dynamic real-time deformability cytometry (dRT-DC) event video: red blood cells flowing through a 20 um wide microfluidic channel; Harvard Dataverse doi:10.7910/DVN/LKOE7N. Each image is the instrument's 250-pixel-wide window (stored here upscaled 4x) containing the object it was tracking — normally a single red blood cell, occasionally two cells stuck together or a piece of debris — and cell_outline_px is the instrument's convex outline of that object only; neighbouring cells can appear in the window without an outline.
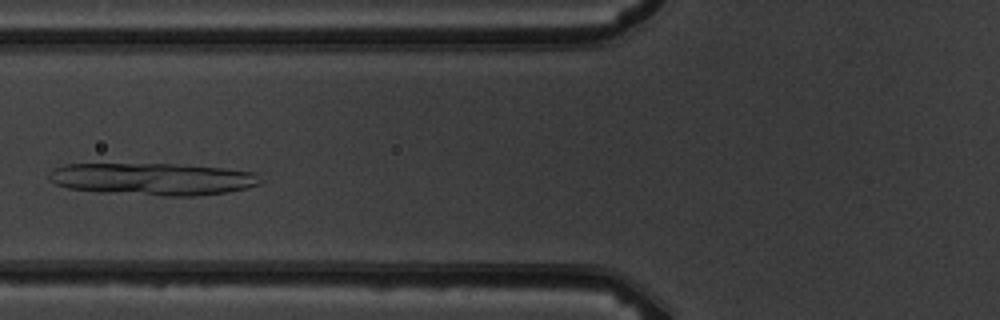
{"species": "common noctule bat (a hibernating species)", "species_latin": "Nyctalus noctula", "temperature_condition": "warm", "stored_images_in_passage": 6, "camera_frame_rate_fps": 3000, "um_per_image_px": 0.085, "animal": {"sex": "male", "body_mass_g": 19.5, "forearm_length_mm": 54.6}, "frame": {"image": 1, "passage_image": 5, "time_ms": 4.667, "image_size_px": [1000, 320], "cell_outline_px": [[264, 180], [260, 184], [248, 188], [228, 192], [196, 196], [160, 196], [100, 192], [68, 188], [56, 184], [48, 176], [56, 168], [64, 164], [172, 164], [224, 168], [256, 172]], "centroid_in_image_um": [13.08, 15.22], "position_along_channel_um": 112.7, "area_um2": 39.88}}